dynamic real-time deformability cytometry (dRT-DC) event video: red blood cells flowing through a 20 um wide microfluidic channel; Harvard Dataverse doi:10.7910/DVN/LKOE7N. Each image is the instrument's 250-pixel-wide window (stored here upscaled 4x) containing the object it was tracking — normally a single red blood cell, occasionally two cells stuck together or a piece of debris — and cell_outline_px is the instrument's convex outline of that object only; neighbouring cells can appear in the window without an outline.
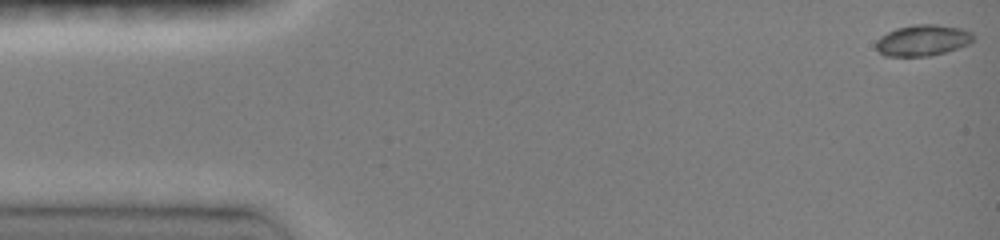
{"species": "common noctule bat (a hibernating species)", "species_latin": "Nyctalus noctula", "temperature_condition": "room temperature", "stored_images_in_passage": 47, "camera_frame_rate_fps": 3000, "um_per_image_px": 0.085, "animal": {"sex": "female", "body_mass_g": 19.0, "forearm_length_mm": 51.5}, "frame": {"image": 1, "passage_image": 1, "time_ms": 0.0, "image_size_px": [1000, 240], "cell_outline_px": [[976, 36], [968, 44], [944, 52], [928, 56], [884, 56], [876, 48], [876, 40], [880, 36], [896, 28], [912, 24], [936, 24], [960, 28], [972, 32]], "centroid_in_image_um": [78.41, 3.41], "position_along_channel_um": 6.6, "area_um2": 17.63}}
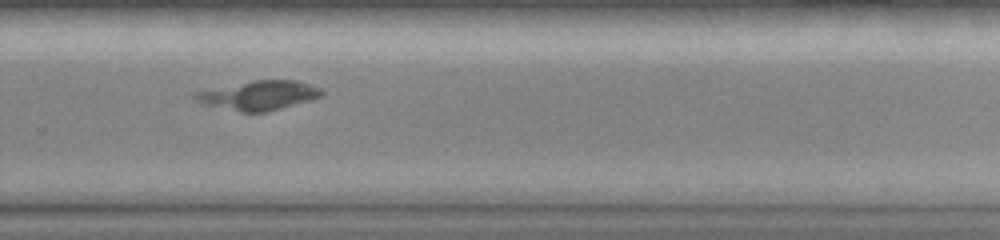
{"frame": {"image": 2, "passage_image": 32, "time_ms": 10.333, "image_size_px": [1000, 240], "cell_outline_px": [[324, 96], [280, 108], [264, 112], [240, 112], [208, 104], [196, 100], [192, 96], [192, 92], [252, 80], [296, 80], [320, 88], [324, 92]], "centroid_in_image_um": [22.0, 8.09], "position_along_channel_um": 307.8, "area_um2": 21.33}}
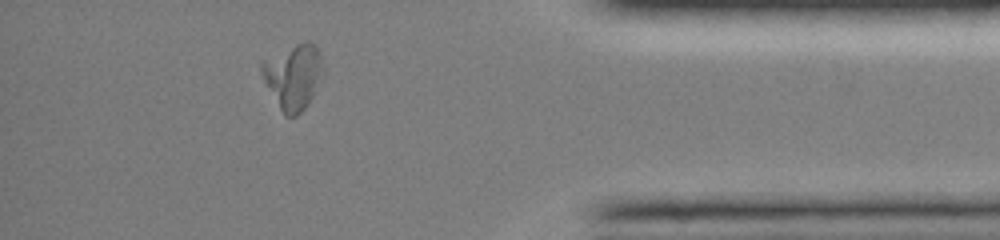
{"frame": {"image": 3, "passage_image": 41, "time_ms": 13.333, "image_size_px": [1000, 240], "cell_outline_px": [[324, 72], [312, 96], [304, 108], [296, 116], [284, 116], [264, 80], [260, 68], [260, 60], [304, 40], [308, 40], [316, 44], [320, 52], [324, 68]], "centroid_in_image_um": [24.93, 6.44], "position_along_channel_um": 410.3, "area_um2": 23.41}}